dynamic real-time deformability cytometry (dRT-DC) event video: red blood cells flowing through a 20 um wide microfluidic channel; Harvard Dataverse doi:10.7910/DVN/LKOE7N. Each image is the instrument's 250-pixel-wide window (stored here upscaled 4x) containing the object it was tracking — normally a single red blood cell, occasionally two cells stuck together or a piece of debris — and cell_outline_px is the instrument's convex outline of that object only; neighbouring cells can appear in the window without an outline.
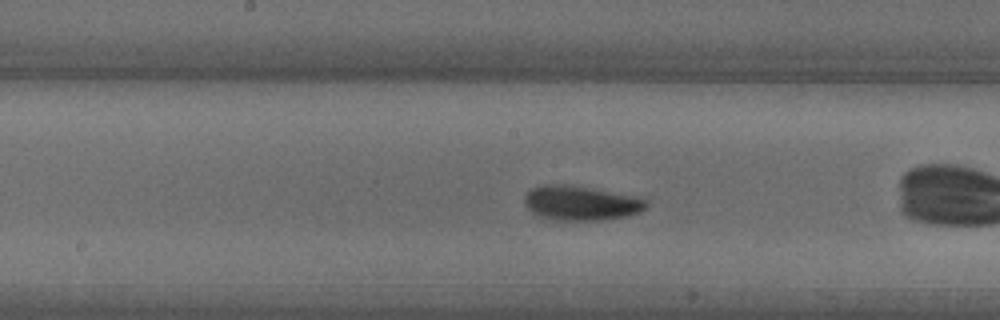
{"species": "common noctule bat (a hibernating species)", "species_latin": "Nyctalus noctula", "temperature_condition": "warm", "stored_images_in_passage": 34, "camera_frame_rate_fps": 3000, "um_per_image_px": 0.085, "animal": {"sex": "male", "body_mass_g": 18.8}, "frame": {"image": 1, "passage_image": 10, "time_ms": 3.0, "image_size_px": [1000, 320], "cell_outline_px": [[648, 204], [640, 212], [628, 216], [604, 220], [556, 220], [536, 216], [524, 204], [524, 196], [532, 188], [544, 184], [572, 184], [632, 196], [648, 200]], "centroid_in_image_um": [49.34, 17.26], "position_along_channel_um": 198.9, "area_um2": 24.68}}